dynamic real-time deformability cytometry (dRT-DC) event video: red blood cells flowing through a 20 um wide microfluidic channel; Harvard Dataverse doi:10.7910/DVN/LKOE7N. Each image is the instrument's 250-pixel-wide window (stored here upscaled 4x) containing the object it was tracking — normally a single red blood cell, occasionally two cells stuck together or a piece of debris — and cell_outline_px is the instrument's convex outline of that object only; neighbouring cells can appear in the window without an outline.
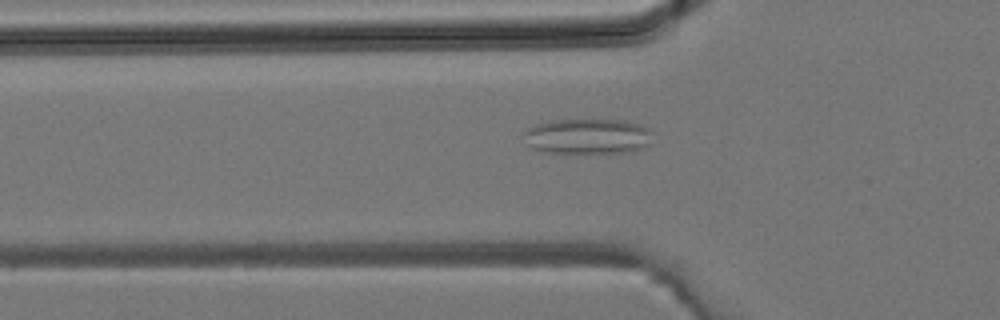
{"species": "common noctule bat (a hibernating species)", "species_latin": "Nyctalus noctula", "temperature_condition": "room temperature", "stored_images_in_passage": 30, "camera_frame_rate_fps": 3000, "um_per_image_px": 0.085, "animal": {"sex": "male", "body_mass_g": 19.2, "forearm_length_mm": 51.8}, "frame": {"image": 1, "passage_image": 6, "time_ms": 1.667, "image_size_px": [1000, 320], "cell_outline_px": [[652, 144], [644, 148], [632, 152], [552, 152], [532, 148], [528, 144], [524, 132], [528, 128], [536, 124], [552, 120], [624, 120], [648, 128], [652, 132]], "centroid_in_image_um": [50.02, 11.58], "position_along_channel_um": 75.8, "area_um2": 26.36}}
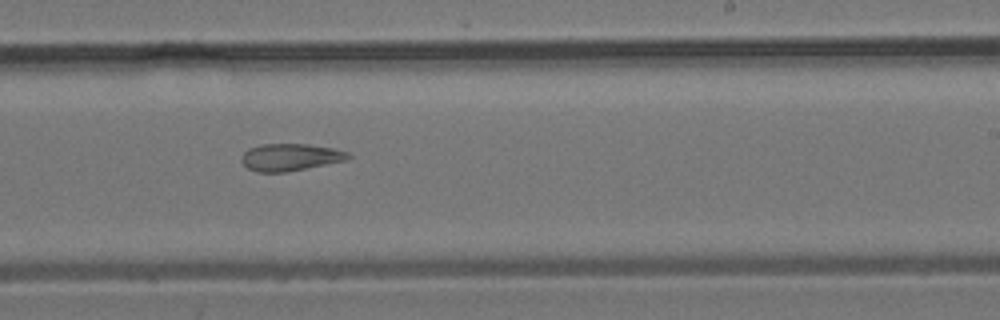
{"frame": {"image": 2, "passage_image": 16, "time_ms": 5.0, "image_size_px": [1000, 320], "cell_outline_px": [[352, 156], [344, 160], [288, 172], [256, 172], [248, 168], [240, 160], [244, 152], [248, 148], [260, 144], [308, 144], [332, 148], [348, 152]], "centroid_in_image_um": [24.63, 13.36], "position_along_channel_um": 264.4, "area_um2": 16.82}}
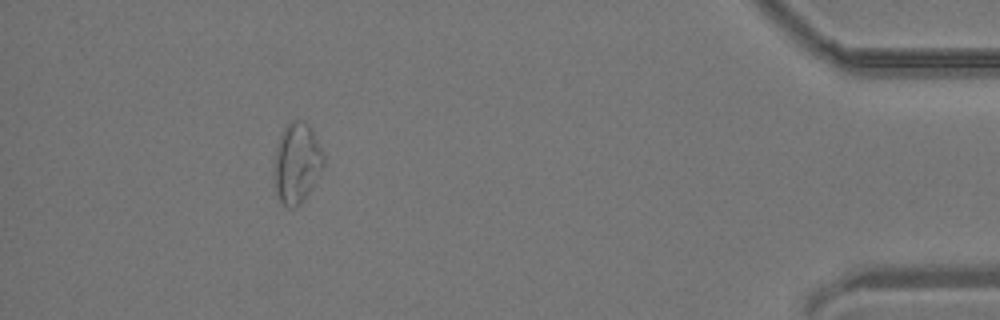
{"frame": {"image": 3, "passage_image": 27, "time_ms": 8.667, "image_size_px": [1000, 320], "cell_outline_px": [[324, 164], [308, 196], [296, 208], [288, 208], [280, 200], [276, 188], [272, 172], [276, 148], [280, 136], [284, 128], [292, 120], [304, 120], [312, 128], [324, 152]], "centroid_in_image_um": [25.24, 13.85], "position_along_channel_um": 410.0, "area_um2": 23.52}}